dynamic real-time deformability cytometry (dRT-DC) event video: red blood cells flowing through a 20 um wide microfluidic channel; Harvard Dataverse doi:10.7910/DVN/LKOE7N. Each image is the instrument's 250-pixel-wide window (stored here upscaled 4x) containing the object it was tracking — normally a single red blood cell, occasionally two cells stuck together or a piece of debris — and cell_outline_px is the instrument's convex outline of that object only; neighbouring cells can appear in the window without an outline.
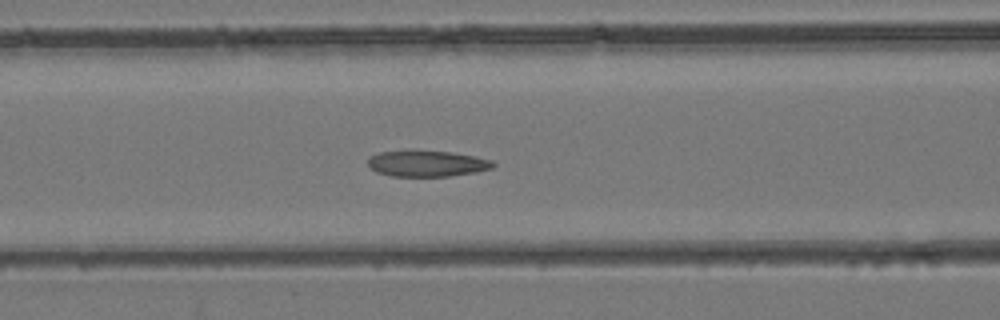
{"species": "common noctule bat (a hibernating species)", "species_latin": "Nyctalus noctula", "temperature_condition": "room temperature", "stored_images_in_passage": 45, "camera_frame_rate_fps": 3000, "um_per_image_px": 0.085, "animal": {"sex": "female", "body_mass_g": 24.6, "forearm_length_mm": 56.2}, "frame": {"image": 1, "passage_image": 19, "time_ms": 6.0, "image_size_px": [1000, 320], "cell_outline_px": [[496, 164], [492, 168], [476, 172], [448, 176], [392, 176], [376, 172], [368, 168], [368, 160], [376, 152], [408, 148], [412, 148], [452, 152], [476, 156], [492, 160]], "centroid_in_image_um": [36.24, 13.86], "position_along_channel_um": 130.4, "area_um2": 19.83}}
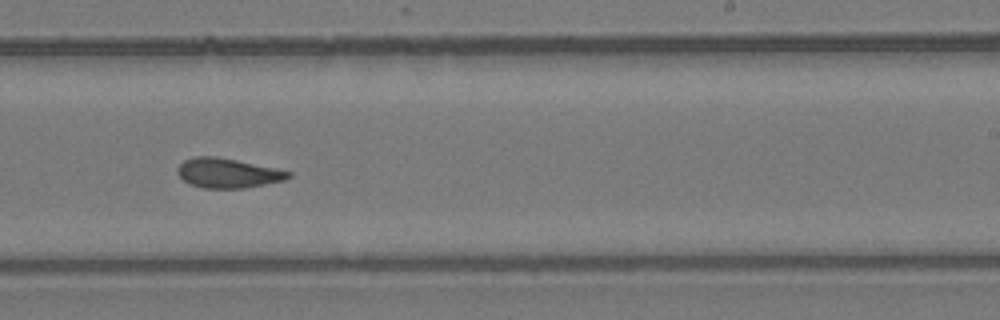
{"frame": {"image": 2, "passage_image": 28, "time_ms": 9.0, "image_size_px": [1000, 320], "cell_outline_px": [[292, 176], [284, 180], [244, 188], [204, 188], [192, 184], [184, 180], [176, 172], [176, 168], [184, 160], [192, 156], [216, 156], [276, 168], [292, 172]], "centroid_in_image_um": [19.35, 14.7], "position_along_channel_um": 269.7, "area_um2": 19.07}}
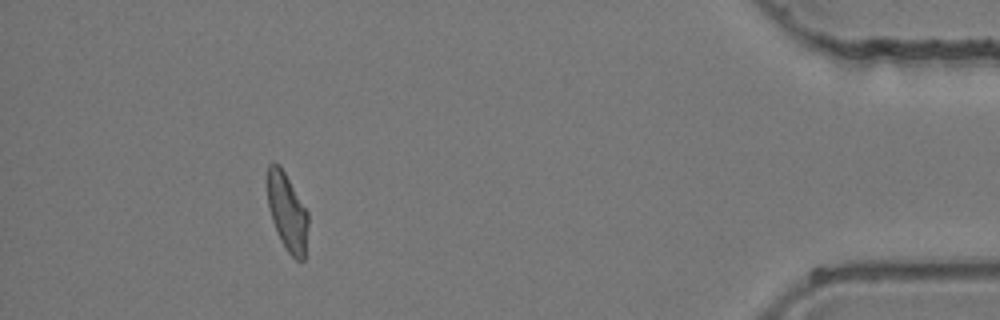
{"frame": {"image": 3, "passage_image": 41, "time_ms": 13.333, "image_size_px": [1000, 320], "cell_outline_px": [[308, 224], [304, 260], [296, 260], [288, 252], [280, 240], [276, 232], [272, 220], [268, 204], [264, 180], [268, 164], [272, 160], [280, 164], [308, 212]], "centroid_in_image_um": [24.36, 17.93], "position_along_channel_um": 410.8, "area_um2": 19.02}}